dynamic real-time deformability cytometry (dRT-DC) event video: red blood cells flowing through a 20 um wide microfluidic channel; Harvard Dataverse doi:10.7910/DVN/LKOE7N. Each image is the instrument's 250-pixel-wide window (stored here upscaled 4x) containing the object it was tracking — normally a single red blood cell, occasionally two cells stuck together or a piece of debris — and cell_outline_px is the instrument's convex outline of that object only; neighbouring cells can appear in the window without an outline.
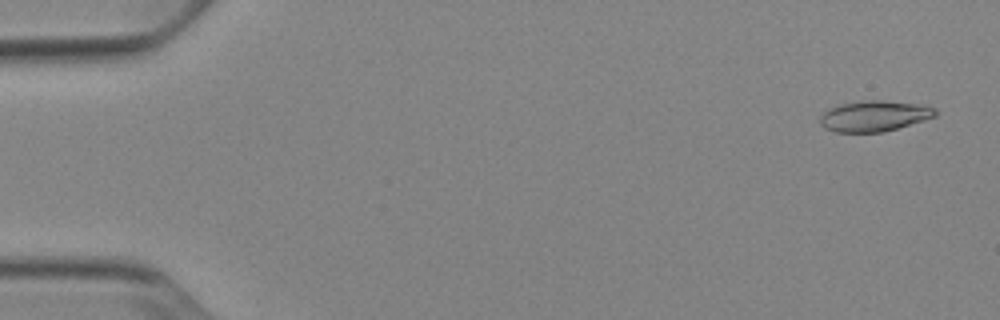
{"species": "Egyptian fruit bat (a non-hibernating species)", "species_latin": "Rousettus aegyptiacus", "temperature_condition": "cold", "stored_images_in_passage": 53, "camera_frame_rate_fps": 3000, "um_per_image_px": 0.085, "animal": {"sex": "female"}, "frame": {"image": 1, "passage_image": 3, "time_ms": 0.667, "image_size_px": [1000, 320], "cell_outline_px": [[936, 116], [924, 120], [884, 132], [836, 132], [824, 128], [820, 124], [820, 116], [828, 108], [836, 104], [860, 100], [884, 100], [916, 104], [936, 108]], "centroid_in_image_um": [74.26, 9.85], "position_along_channel_um": 10.7, "area_um2": 20.81}}
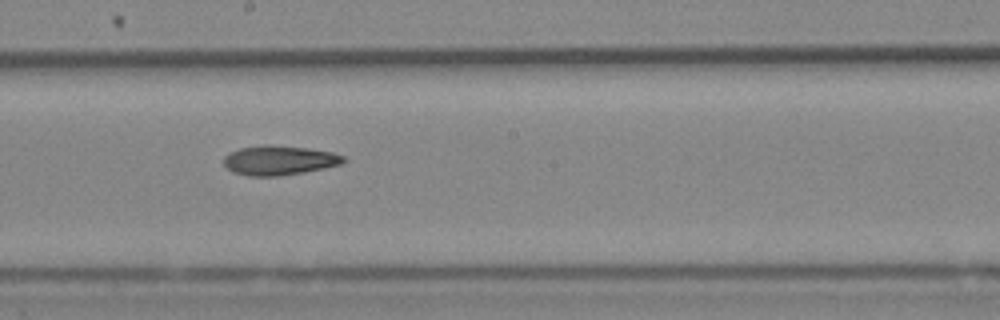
{"frame": {"image": 2, "passage_image": 30, "time_ms": 9.667, "image_size_px": [1000, 320], "cell_outline_px": [[344, 164], [304, 172], [280, 176], [248, 176], [232, 172], [224, 164], [224, 156], [228, 152], [240, 148], [264, 144], [268, 144], [308, 148], [332, 152], [344, 156]], "centroid_in_image_um": [23.71, 13.62], "position_along_channel_um": 224.5, "area_um2": 20.75}}
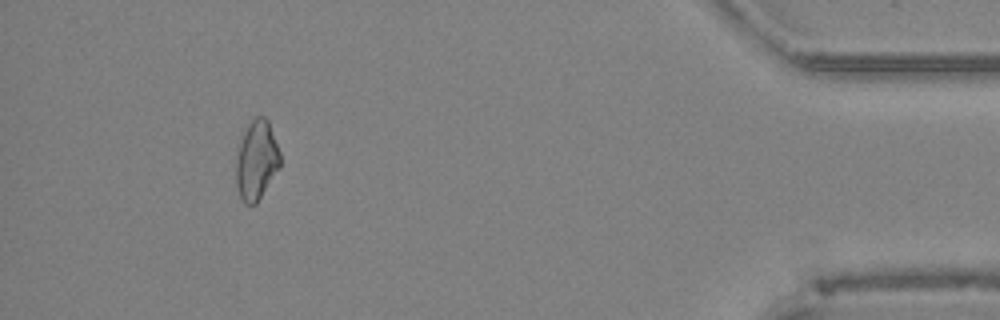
{"frame": {"image": 3, "passage_image": 49, "time_ms": 16.0, "image_size_px": [1000, 320], "cell_outline_px": [[280, 164], [256, 204], [244, 204], [240, 200], [236, 188], [236, 160], [240, 144], [244, 132], [248, 124], [256, 116], [264, 116], [268, 120], [280, 152]], "centroid_in_image_um": [21.78, 13.63], "position_along_channel_um": 413.4, "area_um2": 20.11}}